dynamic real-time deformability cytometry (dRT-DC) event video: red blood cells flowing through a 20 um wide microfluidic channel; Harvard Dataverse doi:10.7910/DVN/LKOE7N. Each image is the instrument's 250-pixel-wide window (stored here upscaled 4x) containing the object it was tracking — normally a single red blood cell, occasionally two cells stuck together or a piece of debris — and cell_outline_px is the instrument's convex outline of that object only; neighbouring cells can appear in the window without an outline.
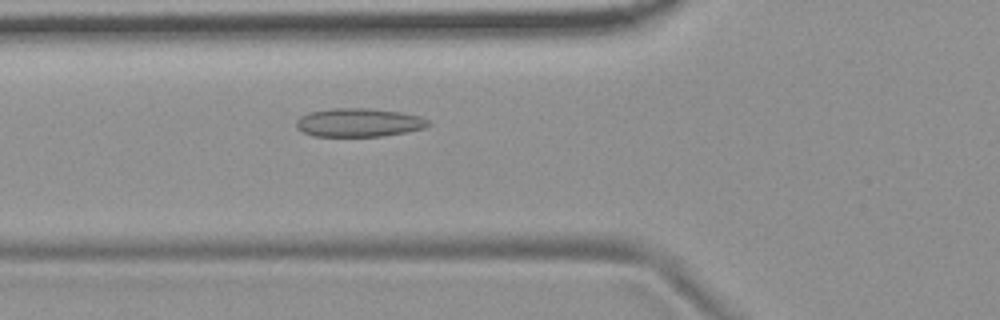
{"species": "common noctule bat (a hibernating species)", "species_latin": "Nyctalus noctula", "temperature_condition": "room temperature", "stored_images_in_passage": 55, "camera_frame_rate_fps": 3000, "um_per_image_px": 0.085, "animal": {"sex": "female", "body_mass_g": 19.9}, "frame": {"image": 1, "passage_image": 20, "time_ms": 6.333, "image_size_px": [1000, 320], "cell_outline_px": [[432, 124], [424, 128], [408, 132], [384, 136], [312, 136], [296, 128], [296, 120], [300, 116], [312, 112], [332, 108], [368, 108], [400, 112], [420, 116], [428, 120]], "centroid_in_image_um": [30.52, 10.42], "position_along_channel_um": 95.3, "area_um2": 22.02}}
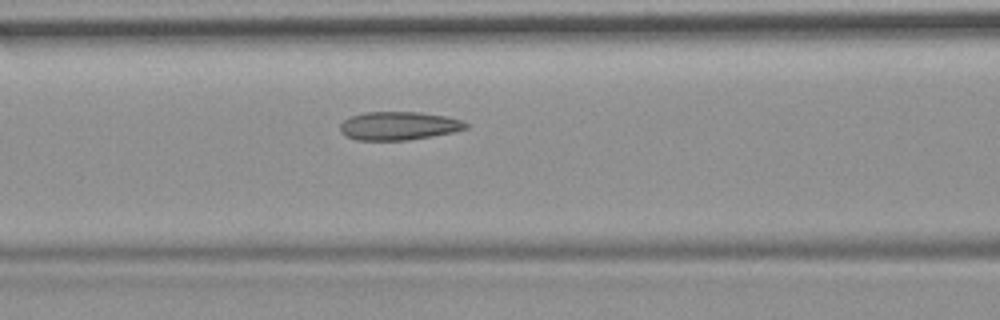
{"frame": {"image": 2, "passage_image": 23, "time_ms": 7.333, "image_size_px": [1000, 320], "cell_outline_px": [[468, 128], [452, 132], [432, 136], [408, 140], [356, 140], [344, 136], [340, 132], [340, 124], [344, 120], [352, 116], [364, 112], [420, 112], [448, 116], [464, 120], [468, 124]], "centroid_in_image_um": [33.9, 10.69], "position_along_channel_um": 132.7, "area_um2": 20.98}}
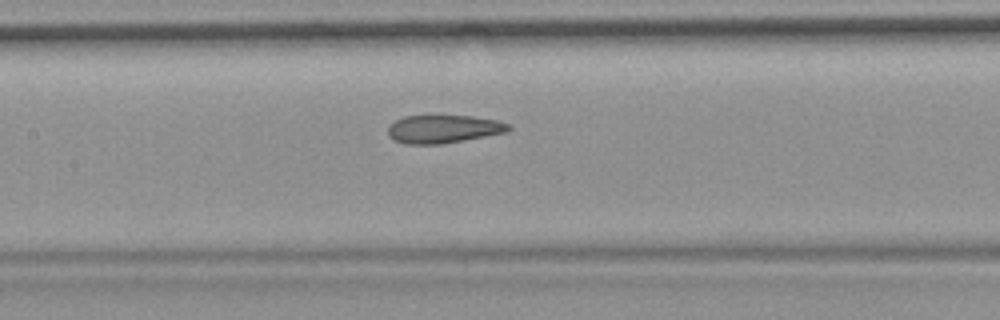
{"frame": {"image": 3, "passage_image": 26, "time_ms": 8.333, "image_size_px": [1000, 320], "cell_outline_px": [[512, 128], [508, 132], [464, 140], [440, 144], [404, 144], [392, 140], [388, 136], [388, 128], [396, 120], [404, 116], [472, 116], [496, 120], [508, 124]], "centroid_in_image_um": [37.68, 10.98], "position_along_channel_um": 169.7, "area_um2": 19.71}, "authors_computed_cell_mechanics": {"area_um2": 21.2126, "velocity_mm_per_s": 3.7082, "shape_relaxation_time_tau1_ms": null, "shape_relaxation_time_tau2_ms": 2.3085, "deformation_change_tau1": null, "deformation_change_tau2": 0.0816}}